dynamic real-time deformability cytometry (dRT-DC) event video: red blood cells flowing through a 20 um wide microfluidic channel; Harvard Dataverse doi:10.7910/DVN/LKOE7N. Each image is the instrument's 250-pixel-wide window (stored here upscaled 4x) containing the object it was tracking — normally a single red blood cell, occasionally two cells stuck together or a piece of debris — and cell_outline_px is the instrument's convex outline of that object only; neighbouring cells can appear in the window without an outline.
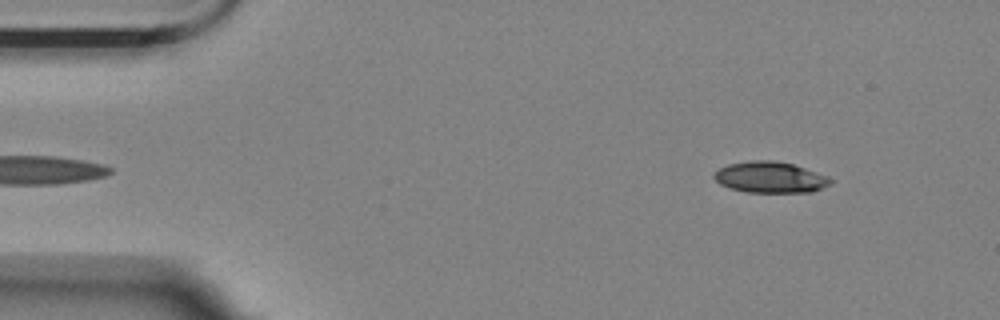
{"species": "Egyptian fruit bat (a non-hibernating species)", "species_latin": "Rousettus aegyptiacus", "temperature_condition": "room temperature", "stored_images_in_passage": 51, "camera_frame_rate_fps": 3000, "um_per_image_px": 0.085, "animal": {"sex": "female"}, "frame": {"image": 1, "passage_image": 2, "time_ms": 0.333, "image_size_px": [1000, 320], "cell_outline_px": [[832, 184], [812, 192], [744, 192], [728, 188], [720, 184], [712, 176], [720, 168], [728, 164], [752, 160], [772, 160], [792, 164], [828, 176], [832, 180]], "centroid_in_image_um": [65.46, 15.08], "position_along_channel_um": 19.5, "area_um2": 21.1}}
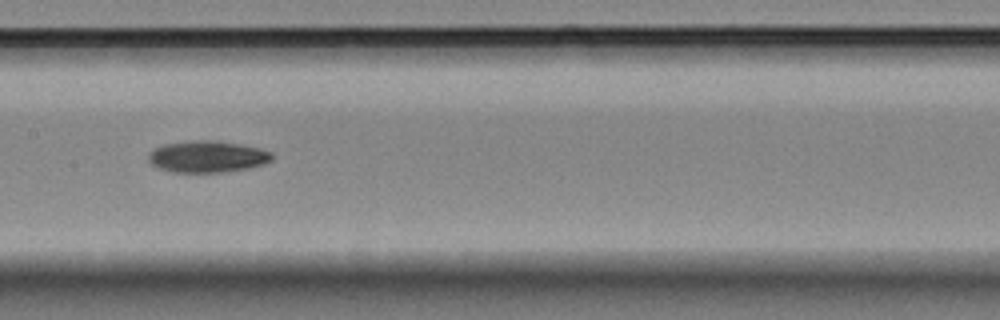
{"frame": {"image": 2, "passage_image": 23, "time_ms": 7.333, "image_size_px": [1000, 320], "cell_outline_px": [[272, 160], [264, 164], [248, 168], [224, 172], [172, 172], [160, 168], [152, 164], [148, 160], [148, 156], [156, 148], [164, 144], [196, 140], [216, 140], [260, 148], [272, 152]], "centroid_in_image_um": [17.66, 13.31], "position_along_channel_um": 189.7, "area_um2": 22.6}}
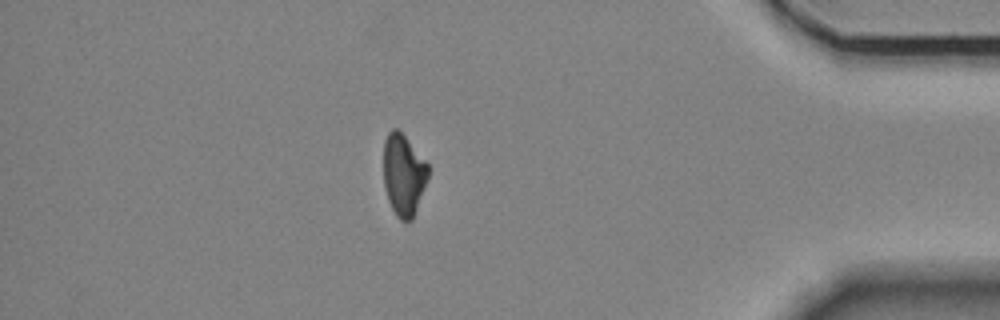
{"frame": {"image": 3, "passage_image": 44, "time_ms": 14.333, "image_size_px": [1000, 320], "cell_outline_px": [[428, 176], [412, 220], [400, 220], [396, 216], [388, 200], [384, 188], [384, 140], [388, 132], [392, 128], [396, 128], [404, 136], [428, 164]], "centroid_in_image_um": [34.28, 14.86], "position_along_channel_um": 400.9, "area_um2": 20.87}, "authors_computed_cell_mechanics": {"area_um2": 22.253, "velocity_mm_per_s": 3.5765, "shape_relaxation_time_tau1_ms": 8.1117, "shape_relaxation_time_tau2_ms": null, "deformation_change_tau1": 0.1742, "deformation_change_tau2": null}}